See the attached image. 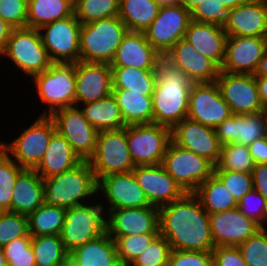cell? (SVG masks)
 <instances>
[{"instance_id":"obj_1","label":"cell","mask_w":267,"mask_h":266,"mask_svg":"<svg viewBox=\"0 0 267 266\" xmlns=\"http://www.w3.org/2000/svg\"><path fill=\"white\" fill-rule=\"evenodd\" d=\"M159 233L172 250L212 252L209 213L193 193L159 207Z\"/></svg>"},{"instance_id":"obj_2","label":"cell","mask_w":267,"mask_h":266,"mask_svg":"<svg viewBox=\"0 0 267 266\" xmlns=\"http://www.w3.org/2000/svg\"><path fill=\"white\" fill-rule=\"evenodd\" d=\"M156 84L152 94L153 123L173 129L187 118L193 82L166 56L155 63Z\"/></svg>"},{"instance_id":"obj_3","label":"cell","mask_w":267,"mask_h":266,"mask_svg":"<svg viewBox=\"0 0 267 266\" xmlns=\"http://www.w3.org/2000/svg\"><path fill=\"white\" fill-rule=\"evenodd\" d=\"M43 184L45 203L57 207L68 209L98 198V181L88 161L43 179Z\"/></svg>"},{"instance_id":"obj_4","label":"cell","mask_w":267,"mask_h":266,"mask_svg":"<svg viewBox=\"0 0 267 266\" xmlns=\"http://www.w3.org/2000/svg\"><path fill=\"white\" fill-rule=\"evenodd\" d=\"M127 32L126 25L118 16L82 24L79 33V60L111 64Z\"/></svg>"},{"instance_id":"obj_5","label":"cell","mask_w":267,"mask_h":266,"mask_svg":"<svg viewBox=\"0 0 267 266\" xmlns=\"http://www.w3.org/2000/svg\"><path fill=\"white\" fill-rule=\"evenodd\" d=\"M30 80L38 100L47 107L39 115L50 116L56 110L76 106L75 63H53Z\"/></svg>"},{"instance_id":"obj_6","label":"cell","mask_w":267,"mask_h":266,"mask_svg":"<svg viewBox=\"0 0 267 266\" xmlns=\"http://www.w3.org/2000/svg\"><path fill=\"white\" fill-rule=\"evenodd\" d=\"M37 118V119H35ZM30 126L11 142L1 141V148L23 169H35L46 153L52 135L56 132L50 116L39 115Z\"/></svg>"},{"instance_id":"obj_7","label":"cell","mask_w":267,"mask_h":266,"mask_svg":"<svg viewBox=\"0 0 267 266\" xmlns=\"http://www.w3.org/2000/svg\"><path fill=\"white\" fill-rule=\"evenodd\" d=\"M1 58L10 60L11 65L30 79L47 70L53 62L43 45L38 29H12L5 52Z\"/></svg>"},{"instance_id":"obj_8","label":"cell","mask_w":267,"mask_h":266,"mask_svg":"<svg viewBox=\"0 0 267 266\" xmlns=\"http://www.w3.org/2000/svg\"><path fill=\"white\" fill-rule=\"evenodd\" d=\"M97 200L66 209L60 238L69 253L106 232V212Z\"/></svg>"},{"instance_id":"obj_9","label":"cell","mask_w":267,"mask_h":266,"mask_svg":"<svg viewBox=\"0 0 267 266\" xmlns=\"http://www.w3.org/2000/svg\"><path fill=\"white\" fill-rule=\"evenodd\" d=\"M97 181L106 175L132 172V161L126 139V126L120 130L101 131L93 155L88 159Z\"/></svg>"},{"instance_id":"obj_10","label":"cell","mask_w":267,"mask_h":266,"mask_svg":"<svg viewBox=\"0 0 267 266\" xmlns=\"http://www.w3.org/2000/svg\"><path fill=\"white\" fill-rule=\"evenodd\" d=\"M126 139L135 166L162 164L172 129L159 124L126 125Z\"/></svg>"},{"instance_id":"obj_11","label":"cell","mask_w":267,"mask_h":266,"mask_svg":"<svg viewBox=\"0 0 267 266\" xmlns=\"http://www.w3.org/2000/svg\"><path fill=\"white\" fill-rule=\"evenodd\" d=\"M162 165L185 193H193L215 170L211 161L181 148L173 141L166 150Z\"/></svg>"},{"instance_id":"obj_12","label":"cell","mask_w":267,"mask_h":266,"mask_svg":"<svg viewBox=\"0 0 267 266\" xmlns=\"http://www.w3.org/2000/svg\"><path fill=\"white\" fill-rule=\"evenodd\" d=\"M97 194H99L98 199L103 202H101V205L105 209L106 215L111 210L116 209L153 206L138 184L133 172L116 173L101 177L98 180ZM104 198L105 201H103Z\"/></svg>"},{"instance_id":"obj_13","label":"cell","mask_w":267,"mask_h":266,"mask_svg":"<svg viewBox=\"0 0 267 266\" xmlns=\"http://www.w3.org/2000/svg\"><path fill=\"white\" fill-rule=\"evenodd\" d=\"M50 117L56 131L70 143L80 159L88 161L95 151L99 131L85 119L79 106L56 110Z\"/></svg>"},{"instance_id":"obj_14","label":"cell","mask_w":267,"mask_h":266,"mask_svg":"<svg viewBox=\"0 0 267 266\" xmlns=\"http://www.w3.org/2000/svg\"><path fill=\"white\" fill-rule=\"evenodd\" d=\"M80 21L73 14L42 26L39 30L43 45L53 63L79 61Z\"/></svg>"},{"instance_id":"obj_15","label":"cell","mask_w":267,"mask_h":266,"mask_svg":"<svg viewBox=\"0 0 267 266\" xmlns=\"http://www.w3.org/2000/svg\"><path fill=\"white\" fill-rule=\"evenodd\" d=\"M191 21V12L182 4L160 7L157 17L144 33L147 41L164 56L185 37Z\"/></svg>"},{"instance_id":"obj_16","label":"cell","mask_w":267,"mask_h":266,"mask_svg":"<svg viewBox=\"0 0 267 266\" xmlns=\"http://www.w3.org/2000/svg\"><path fill=\"white\" fill-rule=\"evenodd\" d=\"M215 82L223 100L230 106L232 114L266 111L260 101L254 75L220 71Z\"/></svg>"},{"instance_id":"obj_17","label":"cell","mask_w":267,"mask_h":266,"mask_svg":"<svg viewBox=\"0 0 267 266\" xmlns=\"http://www.w3.org/2000/svg\"><path fill=\"white\" fill-rule=\"evenodd\" d=\"M231 115L216 82L192 84L187 118L215 129Z\"/></svg>"},{"instance_id":"obj_18","label":"cell","mask_w":267,"mask_h":266,"mask_svg":"<svg viewBox=\"0 0 267 266\" xmlns=\"http://www.w3.org/2000/svg\"><path fill=\"white\" fill-rule=\"evenodd\" d=\"M266 49L267 37L227 36L220 71L253 75Z\"/></svg>"},{"instance_id":"obj_19","label":"cell","mask_w":267,"mask_h":266,"mask_svg":"<svg viewBox=\"0 0 267 266\" xmlns=\"http://www.w3.org/2000/svg\"><path fill=\"white\" fill-rule=\"evenodd\" d=\"M172 141L181 148L192 151L217 164L222 145L215 129L189 118L183 119L172 129Z\"/></svg>"},{"instance_id":"obj_20","label":"cell","mask_w":267,"mask_h":266,"mask_svg":"<svg viewBox=\"0 0 267 266\" xmlns=\"http://www.w3.org/2000/svg\"><path fill=\"white\" fill-rule=\"evenodd\" d=\"M76 106L95 102L112 94V70L109 63H75Z\"/></svg>"},{"instance_id":"obj_21","label":"cell","mask_w":267,"mask_h":266,"mask_svg":"<svg viewBox=\"0 0 267 266\" xmlns=\"http://www.w3.org/2000/svg\"><path fill=\"white\" fill-rule=\"evenodd\" d=\"M106 232L110 236L159 233V208H124L111 210L106 215Z\"/></svg>"},{"instance_id":"obj_22","label":"cell","mask_w":267,"mask_h":266,"mask_svg":"<svg viewBox=\"0 0 267 266\" xmlns=\"http://www.w3.org/2000/svg\"><path fill=\"white\" fill-rule=\"evenodd\" d=\"M210 228L216 246L238 247L262 228L236 207L232 210L209 214Z\"/></svg>"},{"instance_id":"obj_23","label":"cell","mask_w":267,"mask_h":266,"mask_svg":"<svg viewBox=\"0 0 267 266\" xmlns=\"http://www.w3.org/2000/svg\"><path fill=\"white\" fill-rule=\"evenodd\" d=\"M132 172L153 206L159 208L180 199L185 194L162 164L139 165Z\"/></svg>"},{"instance_id":"obj_24","label":"cell","mask_w":267,"mask_h":266,"mask_svg":"<svg viewBox=\"0 0 267 266\" xmlns=\"http://www.w3.org/2000/svg\"><path fill=\"white\" fill-rule=\"evenodd\" d=\"M164 56L193 83L215 82L220 73V67L210 58L199 53L188 40H179Z\"/></svg>"},{"instance_id":"obj_25","label":"cell","mask_w":267,"mask_h":266,"mask_svg":"<svg viewBox=\"0 0 267 266\" xmlns=\"http://www.w3.org/2000/svg\"><path fill=\"white\" fill-rule=\"evenodd\" d=\"M220 144L239 143L249 146L267 136V110L250 114H232L215 128Z\"/></svg>"},{"instance_id":"obj_26","label":"cell","mask_w":267,"mask_h":266,"mask_svg":"<svg viewBox=\"0 0 267 266\" xmlns=\"http://www.w3.org/2000/svg\"><path fill=\"white\" fill-rule=\"evenodd\" d=\"M227 36L267 37V0H247L232 9Z\"/></svg>"},{"instance_id":"obj_27","label":"cell","mask_w":267,"mask_h":266,"mask_svg":"<svg viewBox=\"0 0 267 266\" xmlns=\"http://www.w3.org/2000/svg\"><path fill=\"white\" fill-rule=\"evenodd\" d=\"M162 55L147 41L144 32L128 31L117 48L111 67L154 70Z\"/></svg>"},{"instance_id":"obj_28","label":"cell","mask_w":267,"mask_h":266,"mask_svg":"<svg viewBox=\"0 0 267 266\" xmlns=\"http://www.w3.org/2000/svg\"><path fill=\"white\" fill-rule=\"evenodd\" d=\"M196 50L213 60L219 67L225 57L227 34L223 27L212 23L191 21L184 37Z\"/></svg>"},{"instance_id":"obj_29","label":"cell","mask_w":267,"mask_h":266,"mask_svg":"<svg viewBox=\"0 0 267 266\" xmlns=\"http://www.w3.org/2000/svg\"><path fill=\"white\" fill-rule=\"evenodd\" d=\"M44 203L43 178L34 169H23L16 178L10 212L28 216Z\"/></svg>"},{"instance_id":"obj_30","label":"cell","mask_w":267,"mask_h":266,"mask_svg":"<svg viewBox=\"0 0 267 266\" xmlns=\"http://www.w3.org/2000/svg\"><path fill=\"white\" fill-rule=\"evenodd\" d=\"M81 161L70 143L56 131L50 139L46 153L34 170L45 179L70 170Z\"/></svg>"},{"instance_id":"obj_31","label":"cell","mask_w":267,"mask_h":266,"mask_svg":"<svg viewBox=\"0 0 267 266\" xmlns=\"http://www.w3.org/2000/svg\"><path fill=\"white\" fill-rule=\"evenodd\" d=\"M69 259L77 266H121L115 241L107 232L76 247L69 253Z\"/></svg>"},{"instance_id":"obj_32","label":"cell","mask_w":267,"mask_h":266,"mask_svg":"<svg viewBox=\"0 0 267 266\" xmlns=\"http://www.w3.org/2000/svg\"><path fill=\"white\" fill-rule=\"evenodd\" d=\"M78 106L85 119L99 132L120 130L126 126L113 94L95 102Z\"/></svg>"},{"instance_id":"obj_33","label":"cell","mask_w":267,"mask_h":266,"mask_svg":"<svg viewBox=\"0 0 267 266\" xmlns=\"http://www.w3.org/2000/svg\"><path fill=\"white\" fill-rule=\"evenodd\" d=\"M112 94L126 125L153 123L152 96L130 92L128 89H112Z\"/></svg>"},{"instance_id":"obj_34","label":"cell","mask_w":267,"mask_h":266,"mask_svg":"<svg viewBox=\"0 0 267 266\" xmlns=\"http://www.w3.org/2000/svg\"><path fill=\"white\" fill-rule=\"evenodd\" d=\"M74 14V0H28L27 27L40 29Z\"/></svg>"},{"instance_id":"obj_35","label":"cell","mask_w":267,"mask_h":266,"mask_svg":"<svg viewBox=\"0 0 267 266\" xmlns=\"http://www.w3.org/2000/svg\"><path fill=\"white\" fill-rule=\"evenodd\" d=\"M193 194L209 214L232 210L238 206L232 193L215 174L200 184Z\"/></svg>"},{"instance_id":"obj_36","label":"cell","mask_w":267,"mask_h":266,"mask_svg":"<svg viewBox=\"0 0 267 266\" xmlns=\"http://www.w3.org/2000/svg\"><path fill=\"white\" fill-rule=\"evenodd\" d=\"M160 5L155 0H120V20L128 31L144 32L157 17Z\"/></svg>"},{"instance_id":"obj_37","label":"cell","mask_w":267,"mask_h":266,"mask_svg":"<svg viewBox=\"0 0 267 266\" xmlns=\"http://www.w3.org/2000/svg\"><path fill=\"white\" fill-rule=\"evenodd\" d=\"M112 89H128L130 92L152 96L156 84L154 70L131 67H111Z\"/></svg>"},{"instance_id":"obj_38","label":"cell","mask_w":267,"mask_h":266,"mask_svg":"<svg viewBox=\"0 0 267 266\" xmlns=\"http://www.w3.org/2000/svg\"><path fill=\"white\" fill-rule=\"evenodd\" d=\"M65 214V208L44 203L27 216L29 234L31 236L60 235Z\"/></svg>"},{"instance_id":"obj_39","label":"cell","mask_w":267,"mask_h":266,"mask_svg":"<svg viewBox=\"0 0 267 266\" xmlns=\"http://www.w3.org/2000/svg\"><path fill=\"white\" fill-rule=\"evenodd\" d=\"M36 266H64L69 260L60 235H41L31 237Z\"/></svg>"},{"instance_id":"obj_40","label":"cell","mask_w":267,"mask_h":266,"mask_svg":"<svg viewBox=\"0 0 267 266\" xmlns=\"http://www.w3.org/2000/svg\"><path fill=\"white\" fill-rule=\"evenodd\" d=\"M120 0H74V15L81 24L119 15Z\"/></svg>"},{"instance_id":"obj_41","label":"cell","mask_w":267,"mask_h":266,"mask_svg":"<svg viewBox=\"0 0 267 266\" xmlns=\"http://www.w3.org/2000/svg\"><path fill=\"white\" fill-rule=\"evenodd\" d=\"M253 168L254 162L248 146L235 142L222 146L220 158L215 165V170L252 172Z\"/></svg>"},{"instance_id":"obj_42","label":"cell","mask_w":267,"mask_h":266,"mask_svg":"<svg viewBox=\"0 0 267 266\" xmlns=\"http://www.w3.org/2000/svg\"><path fill=\"white\" fill-rule=\"evenodd\" d=\"M22 170L23 168L0 148V212H10L13 188Z\"/></svg>"},{"instance_id":"obj_43","label":"cell","mask_w":267,"mask_h":266,"mask_svg":"<svg viewBox=\"0 0 267 266\" xmlns=\"http://www.w3.org/2000/svg\"><path fill=\"white\" fill-rule=\"evenodd\" d=\"M159 233H145L140 235L111 236L115 241L118 261L121 266L131 264L153 241Z\"/></svg>"},{"instance_id":"obj_44","label":"cell","mask_w":267,"mask_h":266,"mask_svg":"<svg viewBox=\"0 0 267 266\" xmlns=\"http://www.w3.org/2000/svg\"><path fill=\"white\" fill-rule=\"evenodd\" d=\"M238 248L248 266H267V227L260 228Z\"/></svg>"},{"instance_id":"obj_45","label":"cell","mask_w":267,"mask_h":266,"mask_svg":"<svg viewBox=\"0 0 267 266\" xmlns=\"http://www.w3.org/2000/svg\"><path fill=\"white\" fill-rule=\"evenodd\" d=\"M21 237H32L28 231L27 216L9 211L0 212V247Z\"/></svg>"},{"instance_id":"obj_46","label":"cell","mask_w":267,"mask_h":266,"mask_svg":"<svg viewBox=\"0 0 267 266\" xmlns=\"http://www.w3.org/2000/svg\"><path fill=\"white\" fill-rule=\"evenodd\" d=\"M232 9L220 0H204L191 11V19L200 23H212L224 27Z\"/></svg>"},{"instance_id":"obj_47","label":"cell","mask_w":267,"mask_h":266,"mask_svg":"<svg viewBox=\"0 0 267 266\" xmlns=\"http://www.w3.org/2000/svg\"><path fill=\"white\" fill-rule=\"evenodd\" d=\"M171 251L168 241L159 233L150 245L133 260L131 265L167 266Z\"/></svg>"},{"instance_id":"obj_48","label":"cell","mask_w":267,"mask_h":266,"mask_svg":"<svg viewBox=\"0 0 267 266\" xmlns=\"http://www.w3.org/2000/svg\"><path fill=\"white\" fill-rule=\"evenodd\" d=\"M8 266H36L31 237H21L3 247Z\"/></svg>"},{"instance_id":"obj_49","label":"cell","mask_w":267,"mask_h":266,"mask_svg":"<svg viewBox=\"0 0 267 266\" xmlns=\"http://www.w3.org/2000/svg\"><path fill=\"white\" fill-rule=\"evenodd\" d=\"M214 174L224 183L237 202L254 189L252 172L214 170Z\"/></svg>"},{"instance_id":"obj_50","label":"cell","mask_w":267,"mask_h":266,"mask_svg":"<svg viewBox=\"0 0 267 266\" xmlns=\"http://www.w3.org/2000/svg\"><path fill=\"white\" fill-rule=\"evenodd\" d=\"M237 208L261 227H267V201L258 191L253 189L245 194L238 201Z\"/></svg>"},{"instance_id":"obj_51","label":"cell","mask_w":267,"mask_h":266,"mask_svg":"<svg viewBox=\"0 0 267 266\" xmlns=\"http://www.w3.org/2000/svg\"><path fill=\"white\" fill-rule=\"evenodd\" d=\"M28 0H0V17L13 29L27 27Z\"/></svg>"},{"instance_id":"obj_52","label":"cell","mask_w":267,"mask_h":266,"mask_svg":"<svg viewBox=\"0 0 267 266\" xmlns=\"http://www.w3.org/2000/svg\"><path fill=\"white\" fill-rule=\"evenodd\" d=\"M167 266H213L212 252L172 250Z\"/></svg>"},{"instance_id":"obj_53","label":"cell","mask_w":267,"mask_h":266,"mask_svg":"<svg viewBox=\"0 0 267 266\" xmlns=\"http://www.w3.org/2000/svg\"><path fill=\"white\" fill-rule=\"evenodd\" d=\"M212 256L213 266H248L238 247L216 246Z\"/></svg>"},{"instance_id":"obj_54","label":"cell","mask_w":267,"mask_h":266,"mask_svg":"<svg viewBox=\"0 0 267 266\" xmlns=\"http://www.w3.org/2000/svg\"><path fill=\"white\" fill-rule=\"evenodd\" d=\"M253 187L267 201V164L254 165L252 170Z\"/></svg>"},{"instance_id":"obj_55","label":"cell","mask_w":267,"mask_h":266,"mask_svg":"<svg viewBox=\"0 0 267 266\" xmlns=\"http://www.w3.org/2000/svg\"><path fill=\"white\" fill-rule=\"evenodd\" d=\"M248 149L254 165L267 164V136L255 140Z\"/></svg>"},{"instance_id":"obj_56","label":"cell","mask_w":267,"mask_h":266,"mask_svg":"<svg viewBox=\"0 0 267 266\" xmlns=\"http://www.w3.org/2000/svg\"><path fill=\"white\" fill-rule=\"evenodd\" d=\"M12 27L0 17V58L3 56Z\"/></svg>"},{"instance_id":"obj_57","label":"cell","mask_w":267,"mask_h":266,"mask_svg":"<svg viewBox=\"0 0 267 266\" xmlns=\"http://www.w3.org/2000/svg\"><path fill=\"white\" fill-rule=\"evenodd\" d=\"M262 106L267 110V75L255 76Z\"/></svg>"},{"instance_id":"obj_58","label":"cell","mask_w":267,"mask_h":266,"mask_svg":"<svg viewBox=\"0 0 267 266\" xmlns=\"http://www.w3.org/2000/svg\"><path fill=\"white\" fill-rule=\"evenodd\" d=\"M253 75L254 76L267 75V49L264 51L262 58L259 60L258 66Z\"/></svg>"},{"instance_id":"obj_59","label":"cell","mask_w":267,"mask_h":266,"mask_svg":"<svg viewBox=\"0 0 267 266\" xmlns=\"http://www.w3.org/2000/svg\"><path fill=\"white\" fill-rule=\"evenodd\" d=\"M202 1L204 0H182V5L191 12Z\"/></svg>"},{"instance_id":"obj_60","label":"cell","mask_w":267,"mask_h":266,"mask_svg":"<svg viewBox=\"0 0 267 266\" xmlns=\"http://www.w3.org/2000/svg\"><path fill=\"white\" fill-rule=\"evenodd\" d=\"M220 1L224 3L226 8L234 9L235 7L246 2L247 0H220Z\"/></svg>"},{"instance_id":"obj_61","label":"cell","mask_w":267,"mask_h":266,"mask_svg":"<svg viewBox=\"0 0 267 266\" xmlns=\"http://www.w3.org/2000/svg\"><path fill=\"white\" fill-rule=\"evenodd\" d=\"M160 7L182 4V0H155Z\"/></svg>"},{"instance_id":"obj_62","label":"cell","mask_w":267,"mask_h":266,"mask_svg":"<svg viewBox=\"0 0 267 266\" xmlns=\"http://www.w3.org/2000/svg\"><path fill=\"white\" fill-rule=\"evenodd\" d=\"M0 266H8V261L6 260L3 248L0 247Z\"/></svg>"},{"instance_id":"obj_63","label":"cell","mask_w":267,"mask_h":266,"mask_svg":"<svg viewBox=\"0 0 267 266\" xmlns=\"http://www.w3.org/2000/svg\"><path fill=\"white\" fill-rule=\"evenodd\" d=\"M64 266H77L74 264L70 259L67 261V263Z\"/></svg>"},{"instance_id":"obj_64","label":"cell","mask_w":267,"mask_h":266,"mask_svg":"<svg viewBox=\"0 0 267 266\" xmlns=\"http://www.w3.org/2000/svg\"><path fill=\"white\" fill-rule=\"evenodd\" d=\"M122 266H133V265H131V264H125V265H122Z\"/></svg>"}]
</instances>
